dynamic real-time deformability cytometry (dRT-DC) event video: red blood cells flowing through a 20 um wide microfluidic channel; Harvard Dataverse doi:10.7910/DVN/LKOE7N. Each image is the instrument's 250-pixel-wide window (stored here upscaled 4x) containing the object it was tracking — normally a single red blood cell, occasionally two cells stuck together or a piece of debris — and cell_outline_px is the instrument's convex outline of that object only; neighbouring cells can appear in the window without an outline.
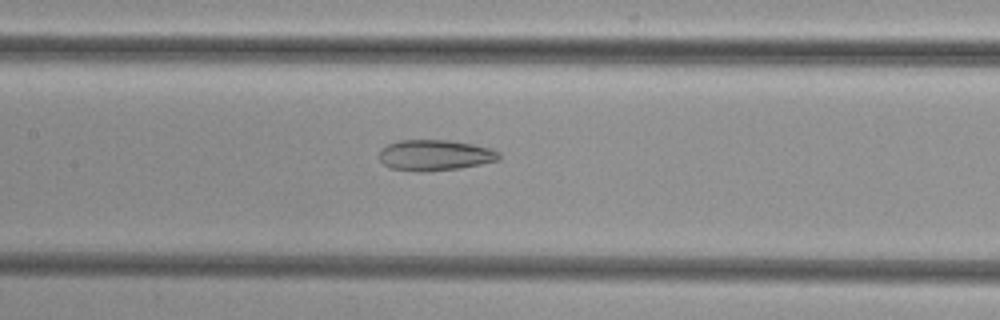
{"species": "common noctule bat (a hibernating species)", "species_latin": "Nyctalus noctula", "temperature_condition": "cold", "stored_images_in_passage": 45, "camera_frame_rate_fps": 3000, "um_per_image_px": 0.085, "animal": {"sex": "female", "body_mass_g": 29.2, "forearm_length_mm": 56.3}, "frame": {"image": 1, "passage_image": 18, "time_ms": 5.667, "image_size_px": [1000, 320], "cell_outline_px": [[500, 160], [460, 168], [424, 172], [420, 172], [388, 168], [380, 160], [380, 148], [388, 144], [400, 140], [448, 140], [472, 144], [492, 148], [500, 152]], "centroid_in_image_um": [36.97, 13.19], "position_along_channel_um": 170.4, "area_um2": 21.68}}
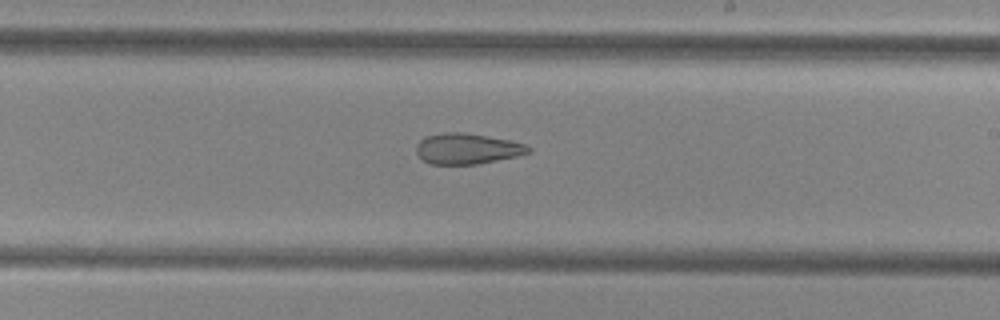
{"frame": {"image": 2, "passage_image": 24, "time_ms": 7.667, "image_size_px": [1000, 320], "cell_outline_px": [[532, 152], [516, 156], [476, 164], [432, 164], [424, 160], [416, 152], [416, 144], [424, 136], [440, 132], [460, 132], [508, 140], [524, 144], [532, 148]], "centroid_in_image_um": [39.68, 12.63], "position_along_channel_um": 249.3, "area_um2": 19.88}}
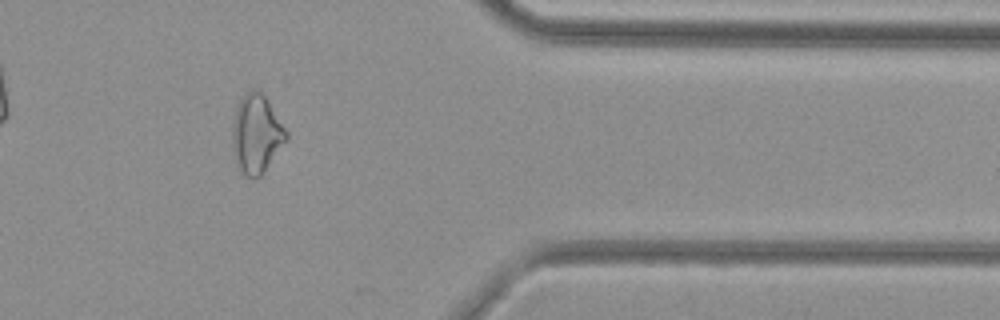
{"frame": {"image": 3, "passage_image": 36, "time_ms": 11.667, "image_size_px": [1000, 320], "cell_outline_px": [[288, 136], [264, 172], [256, 180], [240, 172], [232, 144], [232, 128], [236, 108], [240, 100], [252, 88], [256, 88], [268, 100], [288, 132]], "centroid_in_image_um": [21.79, 11.39], "position_along_channel_um": 389.6, "area_um2": 24.33}}